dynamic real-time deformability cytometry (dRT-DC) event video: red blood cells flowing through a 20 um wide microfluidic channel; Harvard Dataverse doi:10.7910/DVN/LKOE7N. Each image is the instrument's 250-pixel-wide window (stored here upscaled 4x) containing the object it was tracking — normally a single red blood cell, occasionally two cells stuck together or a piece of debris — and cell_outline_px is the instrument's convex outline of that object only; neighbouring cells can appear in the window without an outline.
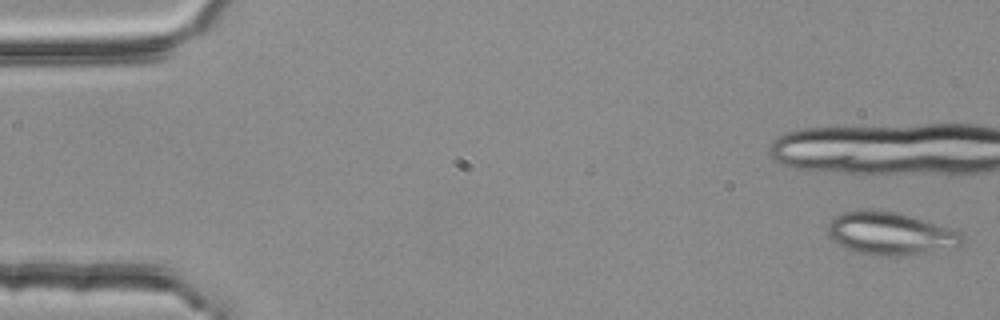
{"species": "common noctule bat (a hibernating species)", "species_latin": "Nyctalus noctula", "temperature_condition": "room temperature", "stored_images_in_passage": 13, "camera_frame_rate_fps": 3000, "um_per_image_px": 0.085, "animal": {"sex": "female", "body_mass_g": 25.1}, "frame": {"image": 1, "passage_image": 1, "time_ms": 0.0, "image_size_px": [1000, 320], "cell_outline_px": [[964, 244], [956, 248], [912, 256], [876, 256], [856, 252], [844, 248], [832, 240], [828, 236], [828, 224], [840, 212], [864, 208], [880, 208], [900, 212], [964, 232]], "centroid_in_image_um": [75.73, 19.84], "position_along_channel_um": 9.3, "area_um2": 34.97}}